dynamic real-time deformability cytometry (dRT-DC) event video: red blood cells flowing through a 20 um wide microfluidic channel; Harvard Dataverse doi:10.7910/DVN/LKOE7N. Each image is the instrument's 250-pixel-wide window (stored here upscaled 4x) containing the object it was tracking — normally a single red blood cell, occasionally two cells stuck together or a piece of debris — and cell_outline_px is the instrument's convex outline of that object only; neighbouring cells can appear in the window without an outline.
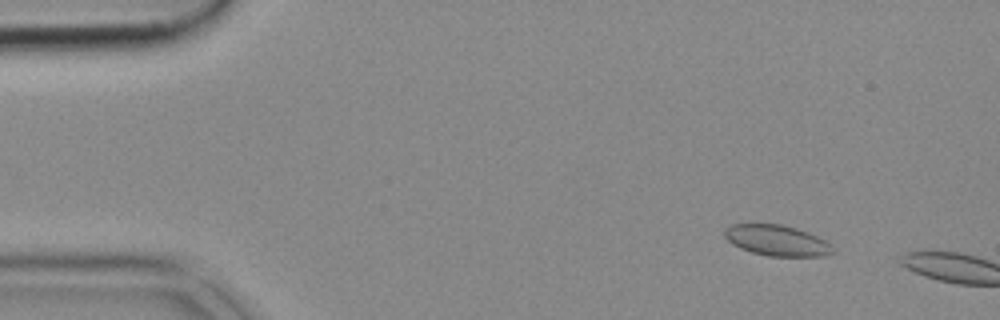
{"species": "common noctule bat (a hibernating species)", "species_latin": "Nyctalus noctula", "temperature_condition": "cold", "stored_images_in_passage": 8, "camera_frame_rate_fps": 3000, "um_per_image_px": 0.085, "animal": {"sex": "female", "body_mass_g": 18.4}, "frame": {"image": 1, "passage_image": 6, "time_ms": 1.667, "image_size_px": [1000, 320], "cell_outline_px": [[836, 252], [828, 256], [768, 256], [752, 252], [740, 248], [732, 244], [724, 236], [724, 228], [732, 224], [780, 224], [796, 228], [808, 232], [832, 244]], "centroid_in_image_um": [66.06, 20.44], "position_along_channel_um": 18.9, "area_um2": 19.54}}